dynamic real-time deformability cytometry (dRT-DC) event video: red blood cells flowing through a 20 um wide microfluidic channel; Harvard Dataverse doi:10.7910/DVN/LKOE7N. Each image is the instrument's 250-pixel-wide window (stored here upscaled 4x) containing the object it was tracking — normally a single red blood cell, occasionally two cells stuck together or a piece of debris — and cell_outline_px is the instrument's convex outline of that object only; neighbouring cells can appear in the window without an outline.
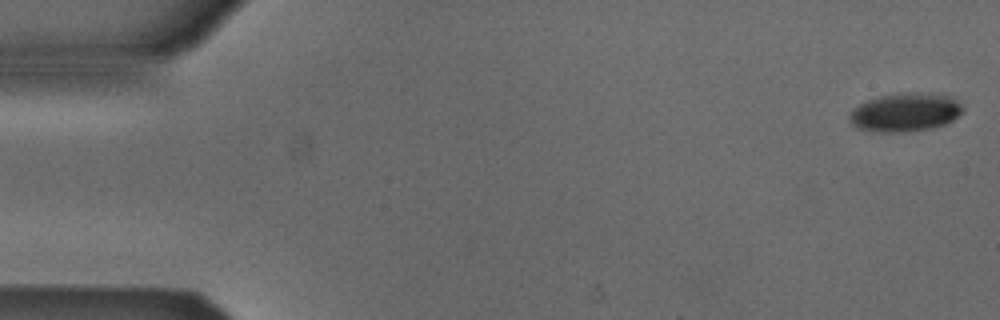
{"species": "Egyptian fruit bat (a non-hibernating species)", "species_latin": "Rousettus aegyptiacus", "temperature_condition": "cold", "stored_images_in_passage": 53, "camera_frame_rate_fps": 3000, "um_per_image_px": 0.085, "animal": {"sex": "male"}, "frame": {"image": 1, "passage_image": 1, "time_ms": 0.0, "image_size_px": [1000, 320], "cell_outline_px": [[964, 112], [952, 120], [944, 124], [932, 128], [904, 132], [884, 132], [856, 128], [852, 124], [848, 116], [852, 108], [868, 100], [880, 96], [900, 92], [908, 92], [948, 96], [956, 100], [964, 108]], "centroid_in_image_um": [76.92, 9.55], "position_along_channel_um": 8.1, "area_um2": 25.32}}
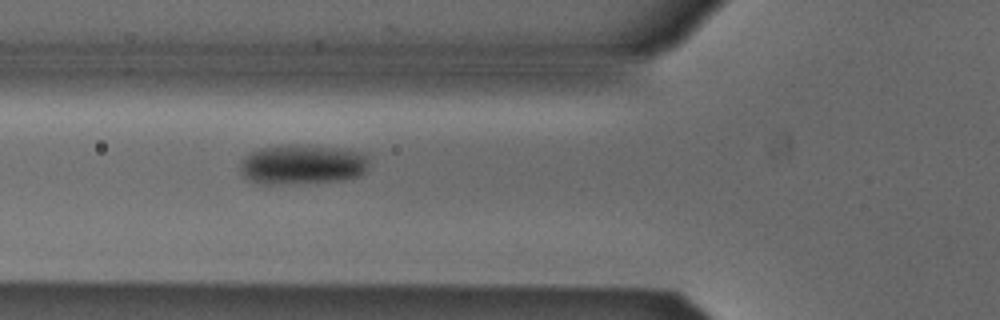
{"frame": {"image": 2, "passage_image": 19, "time_ms": 6.0, "image_size_px": [1000, 320], "cell_outline_px": [[368, 168], [360, 176], [344, 180], [272, 184], [260, 184], [248, 180], [240, 172], [240, 160], [244, 156], [260, 148], [296, 144], [336, 148], [360, 152], [368, 156]], "centroid_in_image_um": [25.68, 13.98], "position_along_channel_um": 100.1, "area_um2": 29.88}}
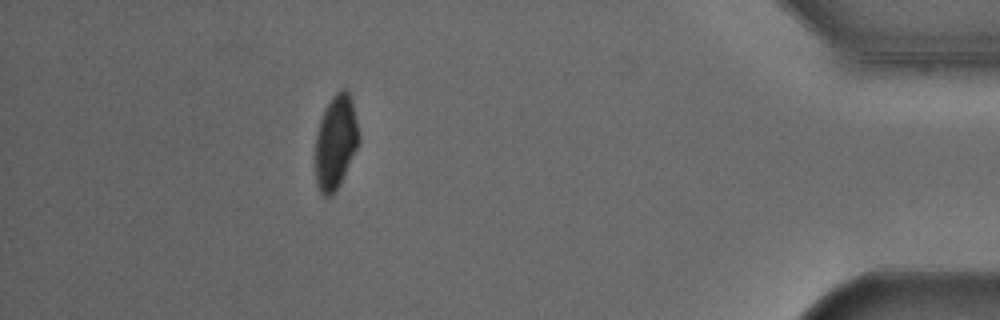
{"frame": {"image": 3, "passage_image": 47, "time_ms": 15.333, "image_size_px": [1000, 320], "cell_outline_px": [[360, 144], [340, 184], [332, 196], [324, 196], [320, 192], [316, 184], [316, 136], [320, 120], [324, 108], [332, 96], [340, 88], [348, 88], [352, 100], [360, 136]], "centroid_in_image_um": [28.56, 12.05], "position_along_channel_um": 406.6, "area_um2": 24.22}, "authors_computed_cell_mechanics": {"area_um2": 26.7036, "velocity_mm_per_s": 3.8671, "shape_relaxation_time_tau1_ms": 7.713, "shape_relaxation_time_tau2_ms": null, "deformation_change_tau1": 0.1496, "deformation_change_tau2": null}}